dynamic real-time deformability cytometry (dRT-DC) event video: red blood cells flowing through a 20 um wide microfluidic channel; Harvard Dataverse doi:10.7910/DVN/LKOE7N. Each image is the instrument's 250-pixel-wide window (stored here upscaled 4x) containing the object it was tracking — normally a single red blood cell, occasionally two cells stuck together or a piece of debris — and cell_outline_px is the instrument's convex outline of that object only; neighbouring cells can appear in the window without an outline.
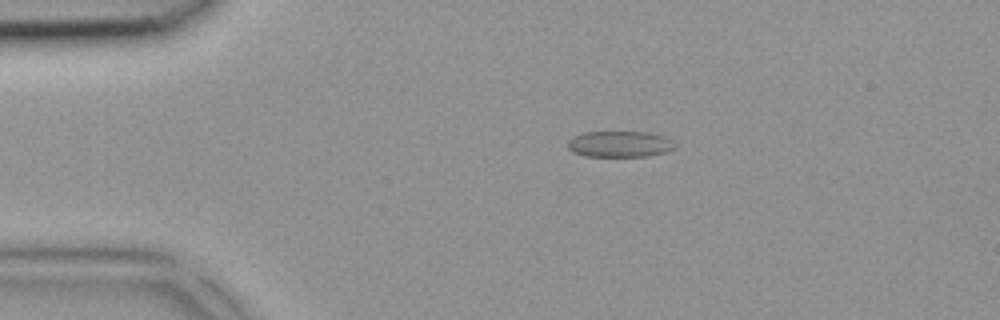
{"species": "common noctule bat (a hibernating species)", "species_latin": "Nyctalus noctula", "temperature_condition": "room temperature", "stored_images_in_passage": 2, "camera_frame_rate_fps": 3000, "um_per_image_px": 0.085, "animal": {"sex": "female", "body_mass_g": 18.4}, "frame": {"image": 1, "passage_image": 1, "time_ms": 0.0, "image_size_px": [1000, 320], "cell_outline_px": [[676, 148], [664, 152], [648, 156], [584, 156], [572, 152], [568, 148], [568, 140], [572, 136], [584, 132], [652, 132], [664, 136], [672, 140], [676, 144]], "centroid_in_image_um": [52.68, 12.24], "position_along_channel_um": 32.3, "area_um2": 16.47}}